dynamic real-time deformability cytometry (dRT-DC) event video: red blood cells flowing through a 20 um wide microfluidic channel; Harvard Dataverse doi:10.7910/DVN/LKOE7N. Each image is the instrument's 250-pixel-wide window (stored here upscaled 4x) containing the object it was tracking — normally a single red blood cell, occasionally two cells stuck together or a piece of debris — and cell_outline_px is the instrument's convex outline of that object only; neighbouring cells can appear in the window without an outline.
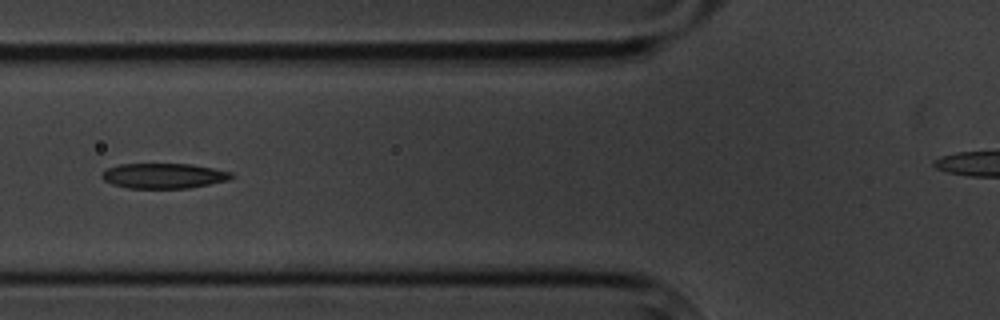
{"species": "common noctule bat (a hibernating species)", "species_latin": "Nyctalus noctula", "temperature_condition": "cold", "stored_images_in_passage": 6, "camera_frame_rate_fps": 3000, "um_per_image_px": 0.085, "animal": {"sex": "male", "body_mass_g": 20.1, "forearm_length_mm": 53.5}, "frame": {"image": 1, "passage_image": 5, "time_ms": 4.333, "image_size_px": [1000, 320], "cell_outline_px": [[236, 176], [228, 180], [188, 188], [128, 188], [112, 184], [104, 180], [100, 176], [100, 172], [108, 168], [120, 164], [192, 164], [232, 172]], "centroid_in_image_um": [13.9, 14.94], "position_along_channel_um": 111.9, "area_um2": 19.02}}
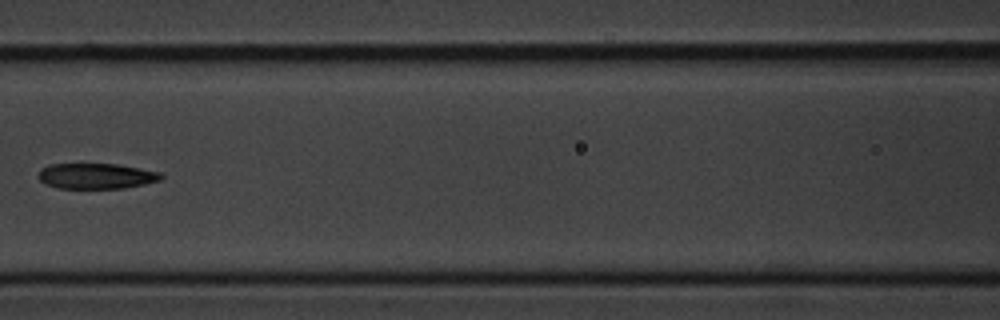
{"frame": {"image": 2, "passage_image": 6, "time_ms": 5.667, "image_size_px": [1000, 320], "cell_outline_px": [[164, 176], [160, 180], [144, 184], [124, 188], [56, 188], [40, 180], [36, 176], [40, 168], [52, 164], [116, 164], [160, 172]], "centroid_in_image_um": [8.16, 14.96], "position_along_channel_um": 158.4, "area_um2": 18.21}}